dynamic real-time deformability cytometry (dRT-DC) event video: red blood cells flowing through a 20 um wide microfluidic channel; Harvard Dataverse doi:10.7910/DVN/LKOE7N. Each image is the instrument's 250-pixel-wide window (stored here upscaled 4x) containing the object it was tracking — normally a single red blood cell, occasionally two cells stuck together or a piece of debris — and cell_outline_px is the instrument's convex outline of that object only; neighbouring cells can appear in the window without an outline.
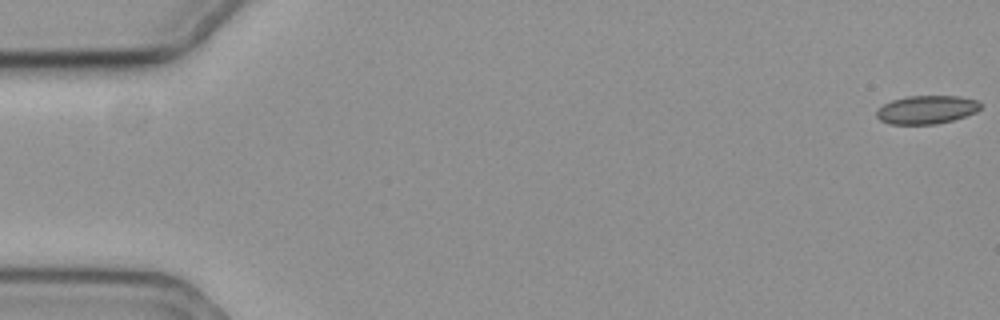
{"species": "common noctule bat (a hibernating species)", "species_latin": "Nyctalus noctula", "temperature_condition": "cold", "stored_images_in_passage": 59, "camera_frame_rate_fps": 3000, "um_per_image_px": 0.085, "animal": {"sex": "female", "body_mass_g": 19.3, "forearm_length_mm": 54.1}, "frame": {"image": 1, "passage_image": 1, "time_ms": 0.0, "image_size_px": [1000, 320], "cell_outline_px": [[980, 108], [976, 112], [952, 120], [936, 124], [892, 124], [880, 120], [876, 116], [876, 112], [884, 104], [892, 100], [908, 96], [960, 96], [976, 100], [980, 104]], "centroid_in_image_um": [78.76, 9.32], "position_along_channel_um": 6.2, "area_um2": 16.99}}
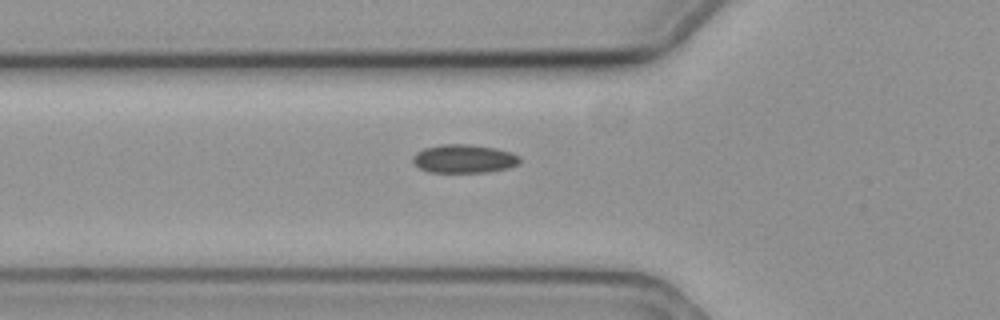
{"frame": {"image": 2, "passage_image": 21, "time_ms": 6.667, "image_size_px": [1000, 320], "cell_outline_px": [[520, 164], [508, 168], [488, 172], [428, 172], [420, 168], [412, 160], [412, 156], [416, 152], [424, 148], [440, 144], [468, 144], [496, 148], [512, 152], [520, 156]], "centroid_in_image_um": [39.46, 13.49], "position_along_channel_um": 86.3, "area_um2": 17.92}}
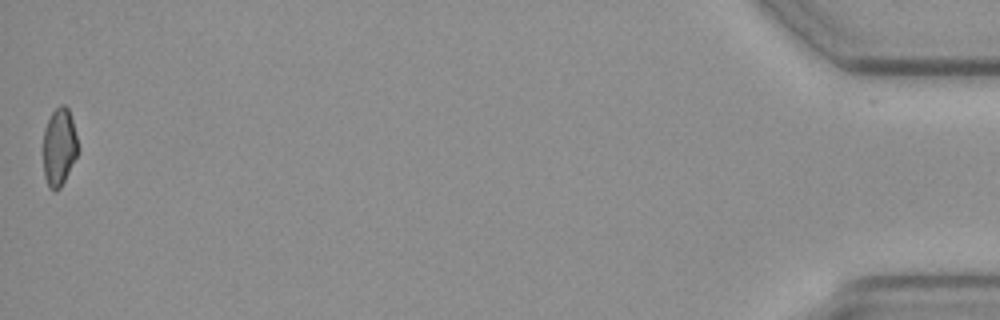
{"frame": {"image": 3, "passage_image": 59, "time_ms": 19.333, "image_size_px": [1000, 320], "cell_outline_px": [[80, 148], [60, 188], [56, 192], [52, 192], [48, 188], [44, 176], [44, 128], [52, 112], [60, 104], [64, 104], [68, 108], [72, 120]], "centroid_in_image_um": [5.03, 12.51], "position_along_channel_um": 430.2, "area_um2": 15.78}, "authors_computed_cell_mechanics": {"area_um2": 17.3978, "velocity_mm_per_s": 3.5299, "shape_relaxation_time_tau1_ms": null, "shape_relaxation_time_tau2_ms": 5.2299, "deformation_change_tau1": null, "deformation_change_tau2": 0.0971}}